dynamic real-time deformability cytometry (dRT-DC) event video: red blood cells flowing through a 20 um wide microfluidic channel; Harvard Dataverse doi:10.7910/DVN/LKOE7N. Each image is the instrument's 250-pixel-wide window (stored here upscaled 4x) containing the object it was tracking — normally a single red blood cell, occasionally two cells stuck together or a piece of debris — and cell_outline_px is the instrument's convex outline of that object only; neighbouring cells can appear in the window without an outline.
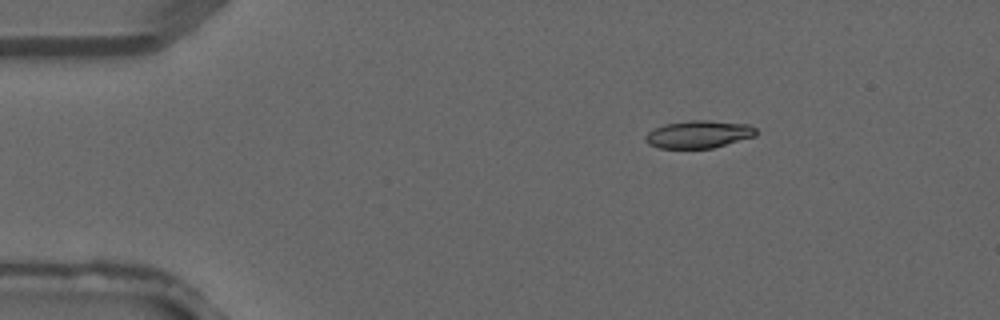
{"species": "common noctule bat (a hibernating species)", "species_latin": "Nyctalus noctula", "temperature_condition": "warm", "stored_images_in_passage": 3, "camera_frame_rate_fps": 3000, "um_per_image_px": 0.085, "animal": {"sex": "male", "forearm_length_mm": 52.5}, "frame": {"image": 1, "passage_image": 2, "time_ms": 0.333, "image_size_px": [1000, 320], "cell_outline_px": [[756, 136], [712, 148], [660, 148], [648, 144], [644, 140], [644, 136], [648, 132], [664, 124], [692, 120], [708, 120], [748, 124], [756, 128]], "centroid_in_image_um": [59.38, 11.41], "position_along_channel_um": 25.6, "area_um2": 17.74}}